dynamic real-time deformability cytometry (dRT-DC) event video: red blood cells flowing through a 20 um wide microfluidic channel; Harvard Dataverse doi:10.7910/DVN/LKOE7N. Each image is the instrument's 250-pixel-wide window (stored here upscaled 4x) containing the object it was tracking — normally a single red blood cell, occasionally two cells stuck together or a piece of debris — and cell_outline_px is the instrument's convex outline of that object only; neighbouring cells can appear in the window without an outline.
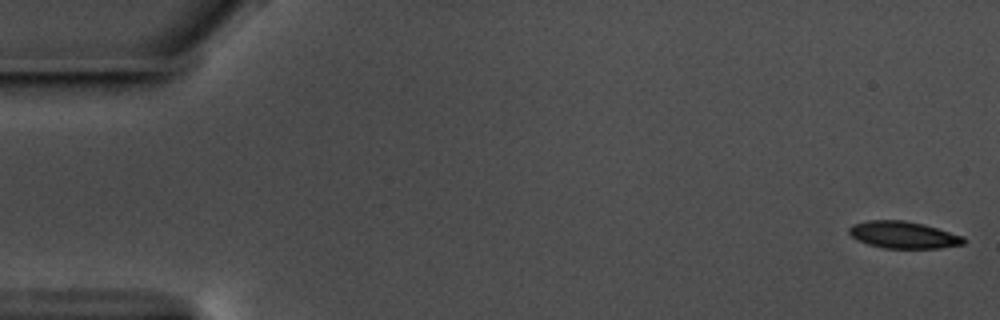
{"species": "common noctule bat (a hibernating species)", "species_latin": "Nyctalus noctula", "temperature_condition": "warm", "stored_images_in_passage": 18, "camera_frame_rate_fps": 3000, "um_per_image_px": 0.085, "animal": {"sex": "male", "body_mass_g": 17.5, "forearm_length_mm": 52.3}, "frame": {"image": 1, "passage_image": 1, "time_ms": 0.0, "image_size_px": [1000, 320], "cell_outline_px": [[968, 240], [964, 244], [940, 248], [884, 248], [868, 244], [856, 240], [848, 232], [848, 228], [852, 224], [868, 220], [904, 220], [924, 224], [964, 236]], "centroid_in_image_um": [76.8, 19.96], "position_along_channel_um": 8.2, "area_um2": 18.21}}
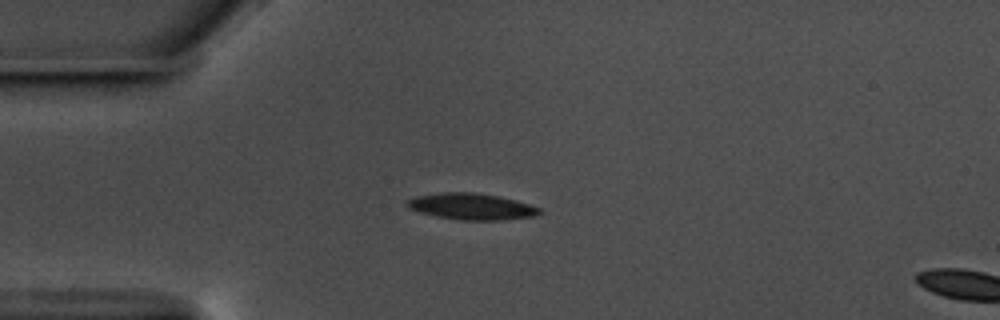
{"frame": {"image": 2, "passage_image": 15, "time_ms": 4.667, "image_size_px": [1000, 320], "cell_outline_px": [[544, 212], [536, 216], [500, 220], [460, 220], [436, 216], [420, 212], [408, 208], [404, 204], [408, 200], [416, 196], [440, 192], [476, 192], [516, 200], [540, 208]], "centroid_in_image_um": [40.08, 17.55], "position_along_channel_um": 44.9, "area_um2": 20.4}}